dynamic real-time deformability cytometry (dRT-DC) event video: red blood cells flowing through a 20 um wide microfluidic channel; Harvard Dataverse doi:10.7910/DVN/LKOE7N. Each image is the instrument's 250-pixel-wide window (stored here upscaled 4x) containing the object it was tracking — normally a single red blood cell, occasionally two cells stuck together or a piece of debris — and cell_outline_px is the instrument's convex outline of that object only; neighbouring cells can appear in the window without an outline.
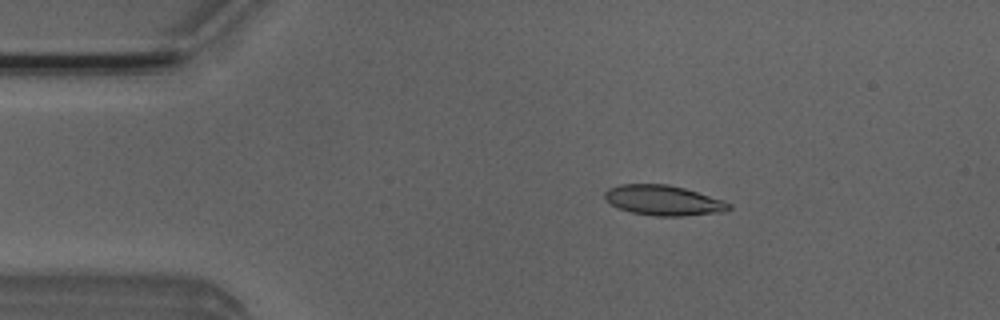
{"species": "Egyptian fruit bat (a non-hibernating species)", "species_latin": "Rousettus aegyptiacus", "temperature_condition": "room temperature", "stored_images_in_passage": 5, "camera_frame_rate_fps": 3000, "um_per_image_px": 0.085, "animal": {"sex": "male"}, "frame": {"image": 1, "passage_image": 3, "time_ms": 0.667, "image_size_px": [1000, 320], "cell_outline_px": [[732, 208], [724, 212], [684, 216], [656, 216], [632, 212], [616, 208], [604, 200], [604, 192], [608, 188], [620, 184], [668, 184], [684, 188], [724, 200], [732, 204]], "centroid_in_image_um": [56.38, 17.03], "position_along_channel_um": 28.6, "area_um2": 22.08}}